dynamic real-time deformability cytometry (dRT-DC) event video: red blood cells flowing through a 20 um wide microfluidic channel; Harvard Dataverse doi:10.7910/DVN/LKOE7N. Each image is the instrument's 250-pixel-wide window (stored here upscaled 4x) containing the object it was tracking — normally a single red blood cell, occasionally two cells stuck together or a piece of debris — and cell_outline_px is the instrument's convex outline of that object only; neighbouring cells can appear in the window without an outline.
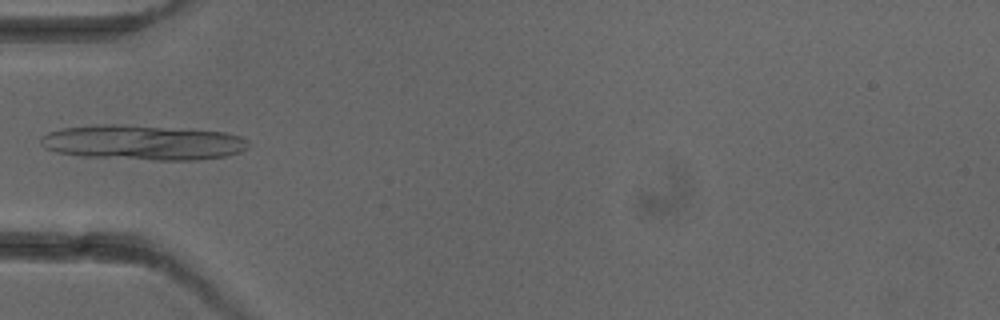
{"species": "common noctule bat (a hibernating species)", "species_latin": "Nyctalus noctula", "temperature_condition": "cold", "stored_images_in_passage": 6, "camera_frame_rate_fps": 3000, "um_per_image_px": 0.085, "animal": {"sex": "female"}, "frame": {"image": 1, "passage_image": 5, "time_ms": 4.667, "image_size_px": [1000, 320], "cell_outline_px": [[248, 148], [240, 152], [228, 156], [196, 160], [152, 160], [80, 156], [56, 152], [44, 148], [40, 144], [40, 136], [48, 132], [60, 128], [96, 124], [120, 124], [224, 132], [240, 136], [248, 140]], "centroid_in_image_um": [12.1, 12.11], "position_along_channel_um": 72.9, "area_um2": 42.6}}
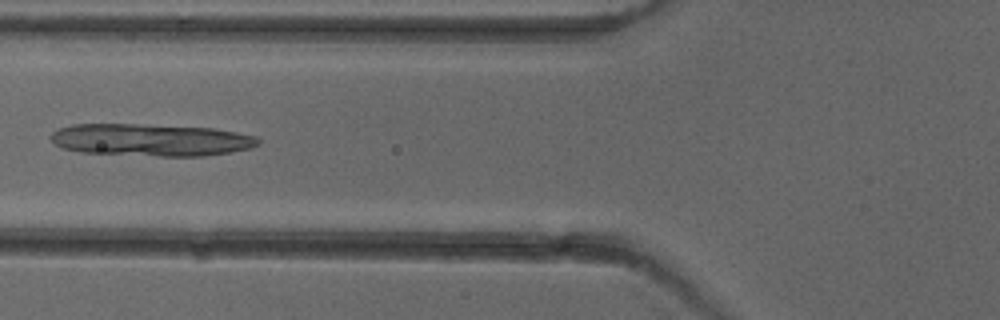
{"frame": {"image": 2, "passage_image": 6, "time_ms": 5.667, "image_size_px": [1000, 320], "cell_outline_px": [[260, 144], [252, 148], [232, 152], [204, 156], [160, 156], [80, 152], [60, 148], [52, 140], [52, 132], [60, 128], [72, 124], [140, 124], [212, 128], [236, 132], [256, 136], [260, 140]], "centroid_in_image_um": [12.86, 11.89], "position_along_channel_um": 112.9, "area_um2": 39.07}}